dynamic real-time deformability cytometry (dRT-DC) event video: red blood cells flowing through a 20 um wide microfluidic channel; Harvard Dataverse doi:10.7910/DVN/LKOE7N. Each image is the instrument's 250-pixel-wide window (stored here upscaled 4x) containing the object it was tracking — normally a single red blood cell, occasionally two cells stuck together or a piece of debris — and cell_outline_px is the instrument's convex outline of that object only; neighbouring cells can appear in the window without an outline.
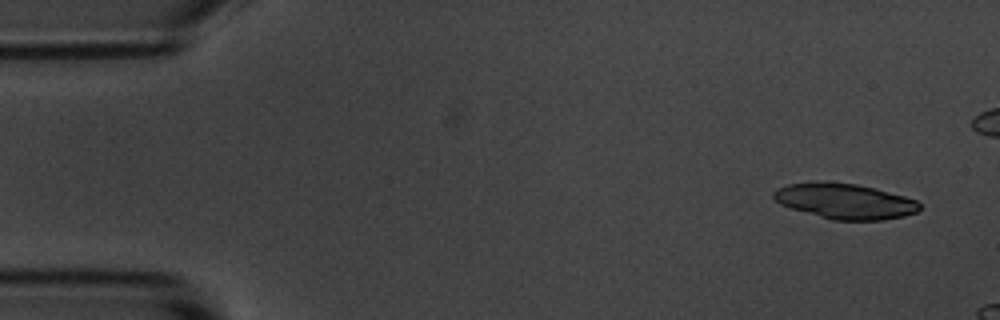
{"species": "common noctule bat (a hibernating species)", "species_latin": "Nyctalus noctula", "temperature_condition": "room temperature", "stored_images_in_passage": 3, "camera_frame_rate_fps": 3000, "um_per_image_px": 0.085, "animal": {"sex": "male", "body_mass_g": 20.1, "forearm_length_mm": 53.5}, "frame": {"image": 1, "passage_image": 1, "time_ms": 0.0, "image_size_px": [1000, 320], "cell_outline_px": [[920, 208], [916, 212], [904, 216], [884, 220], [832, 220], [792, 208], [780, 204], [772, 196], [772, 192], [776, 188], [788, 184], [820, 180], [856, 184], [876, 188], [904, 196], [916, 200], [920, 204]], "centroid_in_image_um": [71.79, 17.08], "position_along_channel_um": 13.2, "area_um2": 30.29}}